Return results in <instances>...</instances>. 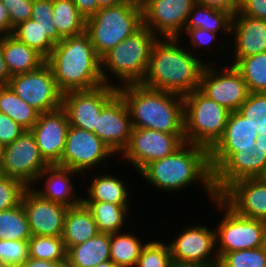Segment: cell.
Instances as JSON below:
<instances>
[{"label":"cell","instance_id":"6da1fadb","mask_svg":"<svg viewBox=\"0 0 266 267\" xmlns=\"http://www.w3.org/2000/svg\"><path fill=\"white\" fill-rule=\"evenodd\" d=\"M257 136L259 132L246 118L230 112L222 137L209 150L217 196L237 180L266 177V154L255 149Z\"/></svg>","mask_w":266,"mask_h":267},{"label":"cell","instance_id":"7a4b0ae2","mask_svg":"<svg viewBox=\"0 0 266 267\" xmlns=\"http://www.w3.org/2000/svg\"><path fill=\"white\" fill-rule=\"evenodd\" d=\"M180 40L177 37H159L155 41L147 71L140 83L142 86L183 97L199 89L204 67L214 62L200 60L197 53L181 46Z\"/></svg>","mask_w":266,"mask_h":267},{"label":"cell","instance_id":"3957f363","mask_svg":"<svg viewBox=\"0 0 266 267\" xmlns=\"http://www.w3.org/2000/svg\"><path fill=\"white\" fill-rule=\"evenodd\" d=\"M140 175L152 187L161 188L163 192H177L199 183L211 201L217 197L209 150L200 145L185 142L171 155L149 163Z\"/></svg>","mask_w":266,"mask_h":267},{"label":"cell","instance_id":"277c9868","mask_svg":"<svg viewBox=\"0 0 266 267\" xmlns=\"http://www.w3.org/2000/svg\"><path fill=\"white\" fill-rule=\"evenodd\" d=\"M45 62L50 66L56 85L63 94L74 90H89L104 84L101 58L86 31L55 44Z\"/></svg>","mask_w":266,"mask_h":267},{"label":"cell","instance_id":"5b68a950","mask_svg":"<svg viewBox=\"0 0 266 267\" xmlns=\"http://www.w3.org/2000/svg\"><path fill=\"white\" fill-rule=\"evenodd\" d=\"M117 90L127 104L132 127L184 134L183 96L141 84L126 85Z\"/></svg>","mask_w":266,"mask_h":267},{"label":"cell","instance_id":"8992f818","mask_svg":"<svg viewBox=\"0 0 266 267\" xmlns=\"http://www.w3.org/2000/svg\"><path fill=\"white\" fill-rule=\"evenodd\" d=\"M158 38L159 36L153 34L150 29L142 26L132 36L125 38L107 52L101 58L104 84L117 89L140 84L148 68L151 49ZM109 74L113 75V78L116 77L119 83L109 82Z\"/></svg>","mask_w":266,"mask_h":267},{"label":"cell","instance_id":"52a82bcc","mask_svg":"<svg viewBox=\"0 0 266 267\" xmlns=\"http://www.w3.org/2000/svg\"><path fill=\"white\" fill-rule=\"evenodd\" d=\"M142 26V9L129 1L101 8L86 20V32L100 58Z\"/></svg>","mask_w":266,"mask_h":267},{"label":"cell","instance_id":"ba28073f","mask_svg":"<svg viewBox=\"0 0 266 267\" xmlns=\"http://www.w3.org/2000/svg\"><path fill=\"white\" fill-rule=\"evenodd\" d=\"M185 142L210 150L222 137L230 111L199 89L183 97Z\"/></svg>","mask_w":266,"mask_h":267},{"label":"cell","instance_id":"9c48e42d","mask_svg":"<svg viewBox=\"0 0 266 267\" xmlns=\"http://www.w3.org/2000/svg\"><path fill=\"white\" fill-rule=\"evenodd\" d=\"M219 212H224L215 228L218 258L224 253L255 249L262 246L266 221L236 214L218 196L211 201ZM224 209V211H223Z\"/></svg>","mask_w":266,"mask_h":267},{"label":"cell","instance_id":"30bf717a","mask_svg":"<svg viewBox=\"0 0 266 267\" xmlns=\"http://www.w3.org/2000/svg\"><path fill=\"white\" fill-rule=\"evenodd\" d=\"M184 143L185 134L133 127L129 143L120 155L140 173L149 163L171 155Z\"/></svg>","mask_w":266,"mask_h":267},{"label":"cell","instance_id":"8fae6325","mask_svg":"<svg viewBox=\"0 0 266 267\" xmlns=\"http://www.w3.org/2000/svg\"><path fill=\"white\" fill-rule=\"evenodd\" d=\"M47 166L30 130L3 146L0 174L16 178L27 187L34 186L38 175Z\"/></svg>","mask_w":266,"mask_h":267},{"label":"cell","instance_id":"7c38bea8","mask_svg":"<svg viewBox=\"0 0 266 267\" xmlns=\"http://www.w3.org/2000/svg\"><path fill=\"white\" fill-rule=\"evenodd\" d=\"M8 85L40 113L62 107L63 93L58 89L54 74L46 62L34 71L13 75Z\"/></svg>","mask_w":266,"mask_h":267},{"label":"cell","instance_id":"4fadbf2b","mask_svg":"<svg viewBox=\"0 0 266 267\" xmlns=\"http://www.w3.org/2000/svg\"><path fill=\"white\" fill-rule=\"evenodd\" d=\"M112 156L116 155L96 134L70 126L60 166L83 174L84 180L89 175L86 172L91 168L93 170L97 165L102 164V161L105 162Z\"/></svg>","mask_w":266,"mask_h":267},{"label":"cell","instance_id":"5bb4252c","mask_svg":"<svg viewBox=\"0 0 266 267\" xmlns=\"http://www.w3.org/2000/svg\"><path fill=\"white\" fill-rule=\"evenodd\" d=\"M228 66L221 70L218 66L214 68L213 63L206 64L201 74L199 90L233 112L246 101L250 92L239 71L233 65Z\"/></svg>","mask_w":266,"mask_h":267},{"label":"cell","instance_id":"9a60e30c","mask_svg":"<svg viewBox=\"0 0 266 267\" xmlns=\"http://www.w3.org/2000/svg\"><path fill=\"white\" fill-rule=\"evenodd\" d=\"M117 93V88L106 84L89 90L65 92L62 95V108L67 114L70 126L95 134L97 116Z\"/></svg>","mask_w":266,"mask_h":267},{"label":"cell","instance_id":"2e32d148","mask_svg":"<svg viewBox=\"0 0 266 267\" xmlns=\"http://www.w3.org/2000/svg\"><path fill=\"white\" fill-rule=\"evenodd\" d=\"M173 260L213 267L218 264L216 232L207 226H186L171 243H167Z\"/></svg>","mask_w":266,"mask_h":267},{"label":"cell","instance_id":"e0dca14e","mask_svg":"<svg viewBox=\"0 0 266 267\" xmlns=\"http://www.w3.org/2000/svg\"><path fill=\"white\" fill-rule=\"evenodd\" d=\"M195 4L196 0H151L142 8L143 26L156 36L176 38Z\"/></svg>","mask_w":266,"mask_h":267},{"label":"cell","instance_id":"ac0fdd59","mask_svg":"<svg viewBox=\"0 0 266 267\" xmlns=\"http://www.w3.org/2000/svg\"><path fill=\"white\" fill-rule=\"evenodd\" d=\"M69 127L67 114L61 107L50 112L40 113L38 121L30 130L42 158L48 165L60 166Z\"/></svg>","mask_w":266,"mask_h":267},{"label":"cell","instance_id":"d6986e66","mask_svg":"<svg viewBox=\"0 0 266 267\" xmlns=\"http://www.w3.org/2000/svg\"><path fill=\"white\" fill-rule=\"evenodd\" d=\"M21 204L32 235L62 237L68 207L42 198L32 187L24 190Z\"/></svg>","mask_w":266,"mask_h":267},{"label":"cell","instance_id":"ffe728a7","mask_svg":"<svg viewBox=\"0 0 266 267\" xmlns=\"http://www.w3.org/2000/svg\"><path fill=\"white\" fill-rule=\"evenodd\" d=\"M132 128L127 104L117 93L97 116L95 134L119 156L129 143Z\"/></svg>","mask_w":266,"mask_h":267},{"label":"cell","instance_id":"44dd1931","mask_svg":"<svg viewBox=\"0 0 266 267\" xmlns=\"http://www.w3.org/2000/svg\"><path fill=\"white\" fill-rule=\"evenodd\" d=\"M218 197L236 214L266 221V177L237 180Z\"/></svg>","mask_w":266,"mask_h":267},{"label":"cell","instance_id":"7402d4cb","mask_svg":"<svg viewBox=\"0 0 266 267\" xmlns=\"http://www.w3.org/2000/svg\"><path fill=\"white\" fill-rule=\"evenodd\" d=\"M233 35L231 65L239 59L266 52V20L234 14L231 36Z\"/></svg>","mask_w":266,"mask_h":267},{"label":"cell","instance_id":"603a6c76","mask_svg":"<svg viewBox=\"0 0 266 267\" xmlns=\"http://www.w3.org/2000/svg\"><path fill=\"white\" fill-rule=\"evenodd\" d=\"M81 173L72 169L59 165H48L35 181L37 185L44 181V185L39 188L32 186V189L42 198L50 200L54 203L61 204L68 208L79 205L82 202V197L76 196L74 186L72 185V177ZM45 179V180H44ZM44 187V188H43Z\"/></svg>","mask_w":266,"mask_h":267},{"label":"cell","instance_id":"cb8c5ba5","mask_svg":"<svg viewBox=\"0 0 266 267\" xmlns=\"http://www.w3.org/2000/svg\"><path fill=\"white\" fill-rule=\"evenodd\" d=\"M2 53L11 76L34 71L46 60L12 34L2 36Z\"/></svg>","mask_w":266,"mask_h":267},{"label":"cell","instance_id":"d4e9b609","mask_svg":"<svg viewBox=\"0 0 266 267\" xmlns=\"http://www.w3.org/2000/svg\"><path fill=\"white\" fill-rule=\"evenodd\" d=\"M99 233L97 224L90 210L81 202L67 210L62 239L67 250L94 238Z\"/></svg>","mask_w":266,"mask_h":267},{"label":"cell","instance_id":"484cf974","mask_svg":"<svg viewBox=\"0 0 266 267\" xmlns=\"http://www.w3.org/2000/svg\"><path fill=\"white\" fill-rule=\"evenodd\" d=\"M111 260L110 234L98 233L84 243L67 250V264L70 267H95Z\"/></svg>","mask_w":266,"mask_h":267},{"label":"cell","instance_id":"4316f807","mask_svg":"<svg viewBox=\"0 0 266 267\" xmlns=\"http://www.w3.org/2000/svg\"><path fill=\"white\" fill-rule=\"evenodd\" d=\"M97 175L92 176L91 174L88 193H86V198L82 197V201H103L116 205H130L128 202L130 199L129 189H127V183L125 184L124 180L109 173Z\"/></svg>","mask_w":266,"mask_h":267},{"label":"cell","instance_id":"83f0119b","mask_svg":"<svg viewBox=\"0 0 266 267\" xmlns=\"http://www.w3.org/2000/svg\"><path fill=\"white\" fill-rule=\"evenodd\" d=\"M92 213L99 233L121 232L127 225L130 206L116 205L103 201H82Z\"/></svg>","mask_w":266,"mask_h":267},{"label":"cell","instance_id":"f1b7e54d","mask_svg":"<svg viewBox=\"0 0 266 267\" xmlns=\"http://www.w3.org/2000/svg\"><path fill=\"white\" fill-rule=\"evenodd\" d=\"M233 14L226 10L196 3L189 13L185 28H202L213 33L231 35Z\"/></svg>","mask_w":266,"mask_h":267},{"label":"cell","instance_id":"f546056e","mask_svg":"<svg viewBox=\"0 0 266 267\" xmlns=\"http://www.w3.org/2000/svg\"><path fill=\"white\" fill-rule=\"evenodd\" d=\"M0 112L9 116L25 130H31L40 112L23 101L9 85H0Z\"/></svg>","mask_w":266,"mask_h":267},{"label":"cell","instance_id":"4dcf8cb0","mask_svg":"<svg viewBox=\"0 0 266 267\" xmlns=\"http://www.w3.org/2000/svg\"><path fill=\"white\" fill-rule=\"evenodd\" d=\"M116 232L110 234V257L117 267H135L146 242L136 234Z\"/></svg>","mask_w":266,"mask_h":267},{"label":"cell","instance_id":"1f68e13d","mask_svg":"<svg viewBox=\"0 0 266 267\" xmlns=\"http://www.w3.org/2000/svg\"><path fill=\"white\" fill-rule=\"evenodd\" d=\"M52 7L54 25L63 39L86 31V19L72 0H52Z\"/></svg>","mask_w":266,"mask_h":267},{"label":"cell","instance_id":"d6a6232c","mask_svg":"<svg viewBox=\"0 0 266 267\" xmlns=\"http://www.w3.org/2000/svg\"><path fill=\"white\" fill-rule=\"evenodd\" d=\"M233 66L243 77L250 93H266V52L243 57Z\"/></svg>","mask_w":266,"mask_h":267},{"label":"cell","instance_id":"836d02e7","mask_svg":"<svg viewBox=\"0 0 266 267\" xmlns=\"http://www.w3.org/2000/svg\"><path fill=\"white\" fill-rule=\"evenodd\" d=\"M31 236L28 218L21 203L0 211V240L28 241Z\"/></svg>","mask_w":266,"mask_h":267},{"label":"cell","instance_id":"e575fe53","mask_svg":"<svg viewBox=\"0 0 266 267\" xmlns=\"http://www.w3.org/2000/svg\"><path fill=\"white\" fill-rule=\"evenodd\" d=\"M28 251L30 258L67 262V248L62 237L32 235L28 240Z\"/></svg>","mask_w":266,"mask_h":267},{"label":"cell","instance_id":"d590c367","mask_svg":"<svg viewBox=\"0 0 266 267\" xmlns=\"http://www.w3.org/2000/svg\"><path fill=\"white\" fill-rule=\"evenodd\" d=\"M12 35L19 41L35 49L45 59L50 55L55 44L44 33L38 22L29 19L14 27Z\"/></svg>","mask_w":266,"mask_h":267},{"label":"cell","instance_id":"8d00e7d4","mask_svg":"<svg viewBox=\"0 0 266 267\" xmlns=\"http://www.w3.org/2000/svg\"><path fill=\"white\" fill-rule=\"evenodd\" d=\"M237 112L247 119L260 136L266 134V93H249Z\"/></svg>","mask_w":266,"mask_h":267},{"label":"cell","instance_id":"74e56055","mask_svg":"<svg viewBox=\"0 0 266 267\" xmlns=\"http://www.w3.org/2000/svg\"><path fill=\"white\" fill-rule=\"evenodd\" d=\"M220 267H266V251L262 248L224 253L218 261Z\"/></svg>","mask_w":266,"mask_h":267},{"label":"cell","instance_id":"f35d334b","mask_svg":"<svg viewBox=\"0 0 266 267\" xmlns=\"http://www.w3.org/2000/svg\"><path fill=\"white\" fill-rule=\"evenodd\" d=\"M172 256L167 243L148 241L143 247L135 267H168Z\"/></svg>","mask_w":266,"mask_h":267},{"label":"cell","instance_id":"ab89813d","mask_svg":"<svg viewBox=\"0 0 266 267\" xmlns=\"http://www.w3.org/2000/svg\"><path fill=\"white\" fill-rule=\"evenodd\" d=\"M31 19L38 22L54 44L63 39L54 25L52 0H33Z\"/></svg>","mask_w":266,"mask_h":267},{"label":"cell","instance_id":"60d3db41","mask_svg":"<svg viewBox=\"0 0 266 267\" xmlns=\"http://www.w3.org/2000/svg\"><path fill=\"white\" fill-rule=\"evenodd\" d=\"M26 188L20 180L0 174V211L19 205Z\"/></svg>","mask_w":266,"mask_h":267},{"label":"cell","instance_id":"b9f144b4","mask_svg":"<svg viewBox=\"0 0 266 267\" xmlns=\"http://www.w3.org/2000/svg\"><path fill=\"white\" fill-rule=\"evenodd\" d=\"M28 258V241L0 240V261L20 266Z\"/></svg>","mask_w":266,"mask_h":267},{"label":"cell","instance_id":"7bdbcfd3","mask_svg":"<svg viewBox=\"0 0 266 267\" xmlns=\"http://www.w3.org/2000/svg\"><path fill=\"white\" fill-rule=\"evenodd\" d=\"M7 8L11 20V34L14 27L31 19L33 0H0Z\"/></svg>","mask_w":266,"mask_h":267},{"label":"cell","instance_id":"ee69618b","mask_svg":"<svg viewBox=\"0 0 266 267\" xmlns=\"http://www.w3.org/2000/svg\"><path fill=\"white\" fill-rule=\"evenodd\" d=\"M183 33H186L188 36V39L190 42V47L188 48L191 53L194 52V50L199 49L201 47L210 46V44L215 40L217 41V33H213L209 30L202 29V28H184L183 32L177 37L181 38Z\"/></svg>","mask_w":266,"mask_h":267},{"label":"cell","instance_id":"f6af8a7d","mask_svg":"<svg viewBox=\"0 0 266 267\" xmlns=\"http://www.w3.org/2000/svg\"><path fill=\"white\" fill-rule=\"evenodd\" d=\"M24 131L25 129L22 126L0 112V144L2 146L12 143Z\"/></svg>","mask_w":266,"mask_h":267},{"label":"cell","instance_id":"bcb514c9","mask_svg":"<svg viewBox=\"0 0 266 267\" xmlns=\"http://www.w3.org/2000/svg\"><path fill=\"white\" fill-rule=\"evenodd\" d=\"M235 14L266 20V0H240L239 9Z\"/></svg>","mask_w":266,"mask_h":267},{"label":"cell","instance_id":"7dc6e473","mask_svg":"<svg viewBox=\"0 0 266 267\" xmlns=\"http://www.w3.org/2000/svg\"><path fill=\"white\" fill-rule=\"evenodd\" d=\"M196 3L226 10L234 15L239 9L240 0H196Z\"/></svg>","mask_w":266,"mask_h":267},{"label":"cell","instance_id":"c3c4849f","mask_svg":"<svg viewBox=\"0 0 266 267\" xmlns=\"http://www.w3.org/2000/svg\"><path fill=\"white\" fill-rule=\"evenodd\" d=\"M79 13L87 20L98 11L97 0H72Z\"/></svg>","mask_w":266,"mask_h":267},{"label":"cell","instance_id":"681fc988","mask_svg":"<svg viewBox=\"0 0 266 267\" xmlns=\"http://www.w3.org/2000/svg\"><path fill=\"white\" fill-rule=\"evenodd\" d=\"M11 34V20L7 8L0 1V36Z\"/></svg>","mask_w":266,"mask_h":267},{"label":"cell","instance_id":"f907efd6","mask_svg":"<svg viewBox=\"0 0 266 267\" xmlns=\"http://www.w3.org/2000/svg\"><path fill=\"white\" fill-rule=\"evenodd\" d=\"M67 262H54L28 258L22 265L18 267H63Z\"/></svg>","mask_w":266,"mask_h":267},{"label":"cell","instance_id":"816d5d0a","mask_svg":"<svg viewBox=\"0 0 266 267\" xmlns=\"http://www.w3.org/2000/svg\"><path fill=\"white\" fill-rule=\"evenodd\" d=\"M11 77L12 76L10 75V72L3 57L2 36H0V85H8Z\"/></svg>","mask_w":266,"mask_h":267},{"label":"cell","instance_id":"f5cc1de1","mask_svg":"<svg viewBox=\"0 0 266 267\" xmlns=\"http://www.w3.org/2000/svg\"><path fill=\"white\" fill-rule=\"evenodd\" d=\"M255 149L261 154H266V134L264 136H257Z\"/></svg>","mask_w":266,"mask_h":267},{"label":"cell","instance_id":"db71d44e","mask_svg":"<svg viewBox=\"0 0 266 267\" xmlns=\"http://www.w3.org/2000/svg\"><path fill=\"white\" fill-rule=\"evenodd\" d=\"M128 0H97L98 2V10L101 8H107L119 5L121 3H124Z\"/></svg>","mask_w":266,"mask_h":267},{"label":"cell","instance_id":"11a10c76","mask_svg":"<svg viewBox=\"0 0 266 267\" xmlns=\"http://www.w3.org/2000/svg\"><path fill=\"white\" fill-rule=\"evenodd\" d=\"M168 267H202V266L194 263L181 262L172 259Z\"/></svg>","mask_w":266,"mask_h":267},{"label":"cell","instance_id":"9f6ffc18","mask_svg":"<svg viewBox=\"0 0 266 267\" xmlns=\"http://www.w3.org/2000/svg\"><path fill=\"white\" fill-rule=\"evenodd\" d=\"M132 5L140 7L141 9L145 7L151 0H128Z\"/></svg>","mask_w":266,"mask_h":267},{"label":"cell","instance_id":"6f0895ef","mask_svg":"<svg viewBox=\"0 0 266 267\" xmlns=\"http://www.w3.org/2000/svg\"><path fill=\"white\" fill-rule=\"evenodd\" d=\"M95 267H117V266L114 264L113 261L108 260V261H106V262H103V263L98 264V265L95 266Z\"/></svg>","mask_w":266,"mask_h":267},{"label":"cell","instance_id":"680465c9","mask_svg":"<svg viewBox=\"0 0 266 267\" xmlns=\"http://www.w3.org/2000/svg\"><path fill=\"white\" fill-rule=\"evenodd\" d=\"M265 251H266V227L263 232V239H262V246H261Z\"/></svg>","mask_w":266,"mask_h":267},{"label":"cell","instance_id":"91938a15","mask_svg":"<svg viewBox=\"0 0 266 267\" xmlns=\"http://www.w3.org/2000/svg\"><path fill=\"white\" fill-rule=\"evenodd\" d=\"M0 267H18V266L0 261Z\"/></svg>","mask_w":266,"mask_h":267},{"label":"cell","instance_id":"94428289","mask_svg":"<svg viewBox=\"0 0 266 267\" xmlns=\"http://www.w3.org/2000/svg\"><path fill=\"white\" fill-rule=\"evenodd\" d=\"M2 155H3V146L0 144V166L2 162Z\"/></svg>","mask_w":266,"mask_h":267},{"label":"cell","instance_id":"6125c7cd","mask_svg":"<svg viewBox=\"0 0 266 267\" xmlns=\"http://www.w3.org/2000/svg\"><path fill=\"white\" fill-rule=\"evenodd\" d=\"M63 267H70L67 263Z\"/></svg>","mask_w":266,"mask_h":267}]
</instances>
